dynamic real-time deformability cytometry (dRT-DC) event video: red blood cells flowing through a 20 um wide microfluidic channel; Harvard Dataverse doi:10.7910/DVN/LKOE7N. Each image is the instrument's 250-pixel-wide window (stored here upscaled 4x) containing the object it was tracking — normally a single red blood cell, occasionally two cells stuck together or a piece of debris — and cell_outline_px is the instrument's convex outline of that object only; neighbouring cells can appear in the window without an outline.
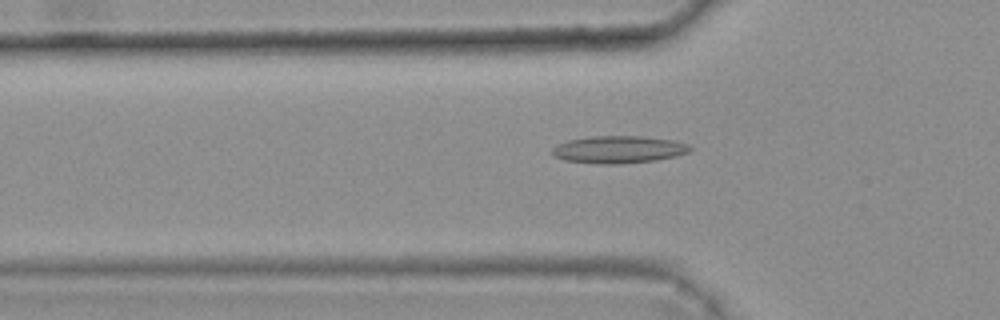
{"species": "common noctule bat (a hibernating species)", "species_latin": "Nyctalus noctula", "temperature_condition": "warm", "stored_images_in_passage": 9, "segment_of_instrument_passage": [2, 2], "camera_frame_rate_fps": 3000, "um_per_image_px": 0.085, "animal": {"sex": "female", "body_mass_g": 25.1}, "frame": {"image": 1, "passage_image": 9, "time_ms": 2.667, "image_size_px": [1000, 320], "cell_outline_px": [[692, 148], [688, 152], [676, 156], [656, 160], [612, 164], [600, 164], [564, 160], [556, 156], [552, 152], [552, 148], [556, 144], [568, 140], [592, 136], [640, 136], [672, 140], [688, 144]], "centroid_in_image_um": [52.57, 12.7], "position_along_channel_um": 73.2, "area_um2": 21.79}}